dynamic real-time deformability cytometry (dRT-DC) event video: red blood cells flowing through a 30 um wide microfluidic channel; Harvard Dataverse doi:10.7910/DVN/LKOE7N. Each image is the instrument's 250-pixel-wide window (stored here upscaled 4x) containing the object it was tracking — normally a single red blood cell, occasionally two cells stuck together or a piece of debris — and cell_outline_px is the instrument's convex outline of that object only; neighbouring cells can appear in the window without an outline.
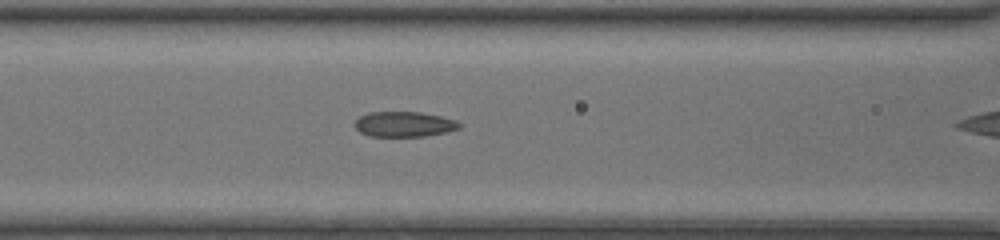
{"species": "common noctule bat (a hibernating species)", "species_latin": "Nyctalus noctula", "temperature_condition": "room temperature", "stored_images_in_passage": 5, "camera_frame_rate_fps": 3000, "um_per_image_px": 0.085, "animal": {"sex": "female", "body_mass_g": 20.0, "forearm_length_mm": 54.0}, "frame": {"image": 1, "passage_image": 4, "time_ms": 1.0, "image_size_px": [1000, 240], "cell_outline_px": [[460, 128], [448, 132], [424, 136], [372, 136], [360, 132], [356, 128], [356, 120], [360, 116], [368, 112], [420, 112], [440, 116], [456, 120], [460, 124]], "centroid_in_image_um": [34.37, 10.55], "position_along_channel_um": 132.2, "area_um2": 15.26}}